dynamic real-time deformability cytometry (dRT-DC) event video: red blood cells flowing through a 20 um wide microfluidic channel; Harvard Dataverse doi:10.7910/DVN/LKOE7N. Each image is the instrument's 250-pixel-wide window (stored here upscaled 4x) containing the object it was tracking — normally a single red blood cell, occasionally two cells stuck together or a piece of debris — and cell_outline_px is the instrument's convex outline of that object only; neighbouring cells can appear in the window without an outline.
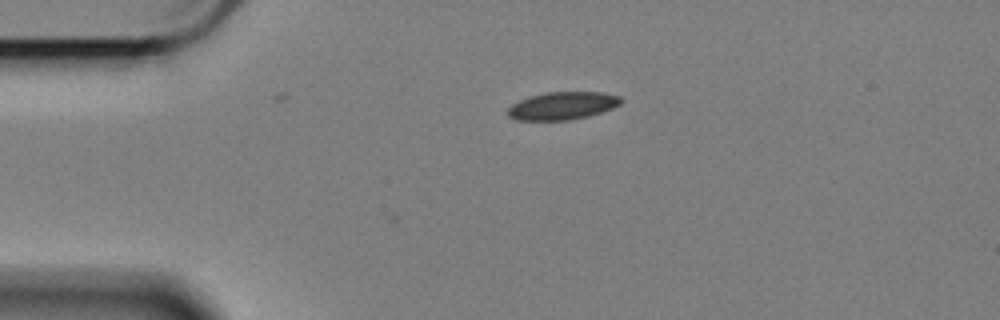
{"species": "Egyptian fruit bat (a non-hibernating species)", "species_latin": "Rousettus aegyptiacus", "temperature_condition": "cold", "stored_images_in_passage": 6, "camera_frame_rate_fps": 3000, "um_per_image_px": 0.085, "animal": {"sex": "female"}, "frame": {"image": 1, "passage_image": 1, "time_ms": 0.0, "image_size_px": [1000, 320], "cell_outline_px": [[624, 100], [620, 104], [612, 108], [588, 116], [568, 120], [516, 120], [508, 116], [508, 108], [512, 104], [528, 96], [548, 92], [604, 92], [620, 96]], "centroid_in_image_um": [47.82, 8.98], "position_along_channel_um": 37.2, "area_um2": 18.32}}